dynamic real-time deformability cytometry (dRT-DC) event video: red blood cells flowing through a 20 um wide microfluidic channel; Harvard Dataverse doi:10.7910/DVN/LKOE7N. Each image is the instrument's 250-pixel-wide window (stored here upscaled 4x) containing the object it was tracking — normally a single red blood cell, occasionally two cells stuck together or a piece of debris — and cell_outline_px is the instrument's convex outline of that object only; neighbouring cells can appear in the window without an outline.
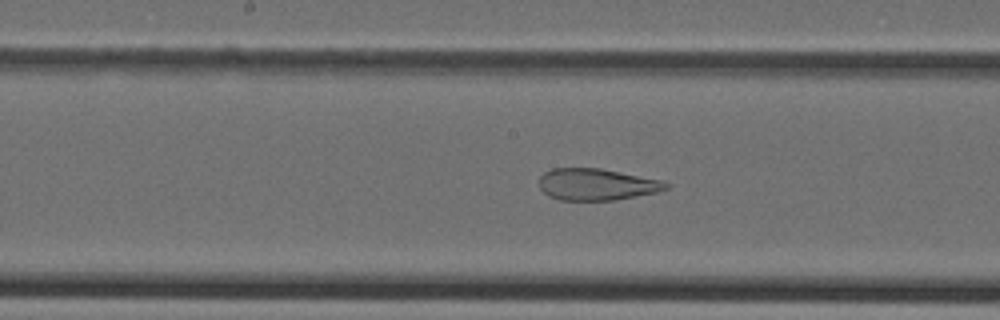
{"species": "Egyptian fruit bat (a non-hibernating species)", "species_latin": "Rousettus aegyptiacus", "temperature_condition": "cold", "stored_images_in_passage": 45, "camera_frame_rate_fps": 3000, "um_per_image_px": 0.085, "animal": {"sex": "female"}, "frame": {"image": 1, "passage_image": 23, "time_ms": 7.333, "image_size_px": [1000, 320], "cell_outline_px": [[668, 188], [656, 192], [616, 200], [560, 200], [548, 196], [540, 188], [540, 176], [544, 172], [552, 168], [600, 168], [660, 180], [668, 184]], "centroid_in_image_um": [50.67, 15.67], "position_along_channel_um": 197.5, "area_um2": 23.24}}
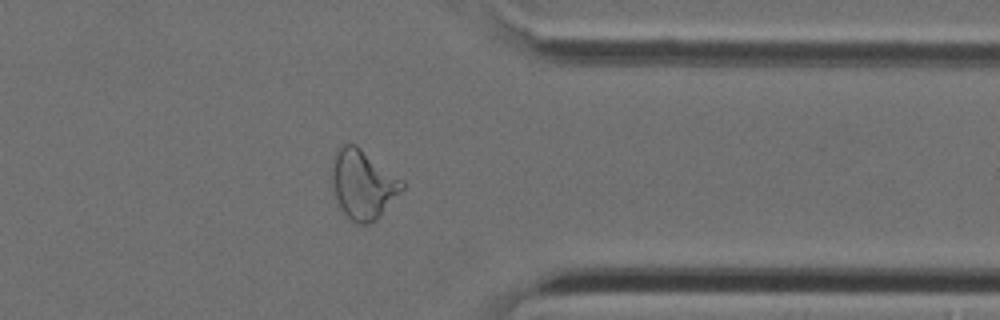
{"frame": {"image": 2, "passage_image": 36, "time_ms": 11.667, "image_size_px": [1000, 320], "cell_outline_px": [[404, 188], [376, 220], [368, 224], [356, 224], [336, 204], [332, 188], [332, 168], [336, 152], [344, 144], [356, 144], [404, 180]], "centroid_in_image_um": [30.85, 15.68], "position_along_channel_um": 380.5, "area_um2": 28.26}}
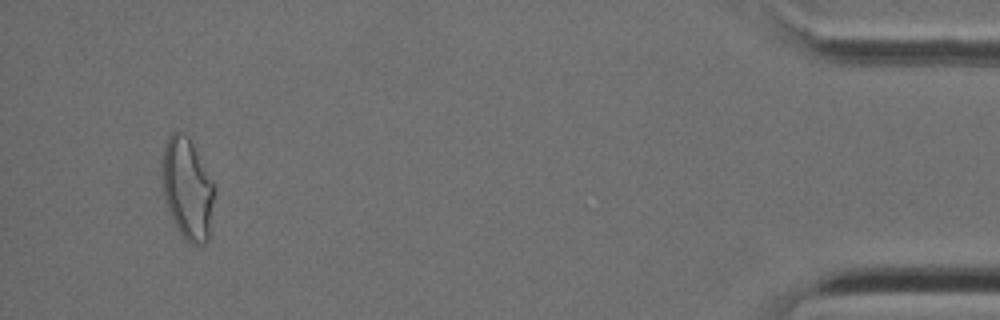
{"frame": {"image": 3, "passage_image": 43, "time_ms": 14.0, "image_size_px": [1000, 320], "cell_outline_px": [[216, 192], [208, 240], [204, 244], [192, 244], [184, 240], [168, 208], [164, 196], [164, 144], [168, 136], [172, 132], [184, 132], [188, 136], [212, 180], [216, 188]], "centroid_in_image_um": [15.98, 16.06], "position_along_channel_um": 419.2, "area_um2": 30.4}}